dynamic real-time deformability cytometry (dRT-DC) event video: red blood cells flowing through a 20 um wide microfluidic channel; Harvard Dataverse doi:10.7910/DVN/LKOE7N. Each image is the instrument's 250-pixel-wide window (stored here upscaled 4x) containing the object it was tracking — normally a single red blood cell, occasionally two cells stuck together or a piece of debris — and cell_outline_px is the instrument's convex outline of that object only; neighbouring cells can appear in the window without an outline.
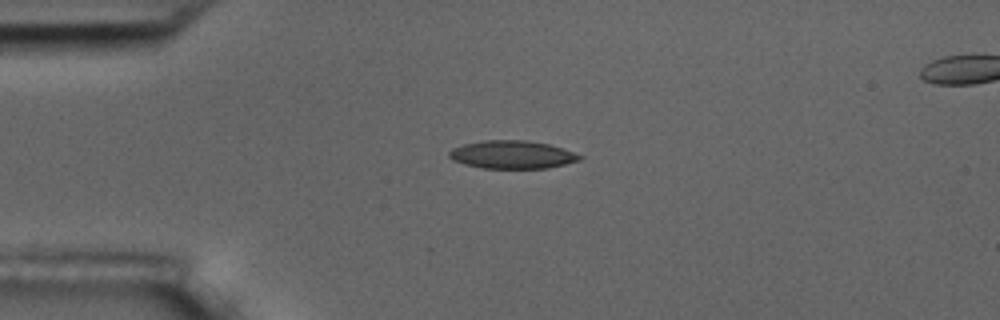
{"species": "common noctule bat (a hibernating species)", "species_latin": "Nyctalus noctula", "temperature_condition": "room temperature", "stored_images_in_passage": 5, "segment_of_instrument_passage": [1, 2], "camera_frame_rate_fps": 3000, "um_per_image_px": 0.085, "animal": {"sex": "male", "body_mass_g": 17.5, "forearm_length_mm": 52.3}, "frame": {"image": 1, "passage_image": 3, "time_ms": 3.333, "image_size_px": [1000, 320], "cell_outline_px": [[584, 156], [580, 160], [548, 168], [484, 168], [464, 164], [452, 160], [448, 156], [448, 152], [452, 148], [464, 144], [484, 140], [528, 140], [548, 144], [564, 148]], "centroid_in_image_um": [43.54, 13.14], "position_along_channel_um": 41.5, "area_um2": 21.39}}